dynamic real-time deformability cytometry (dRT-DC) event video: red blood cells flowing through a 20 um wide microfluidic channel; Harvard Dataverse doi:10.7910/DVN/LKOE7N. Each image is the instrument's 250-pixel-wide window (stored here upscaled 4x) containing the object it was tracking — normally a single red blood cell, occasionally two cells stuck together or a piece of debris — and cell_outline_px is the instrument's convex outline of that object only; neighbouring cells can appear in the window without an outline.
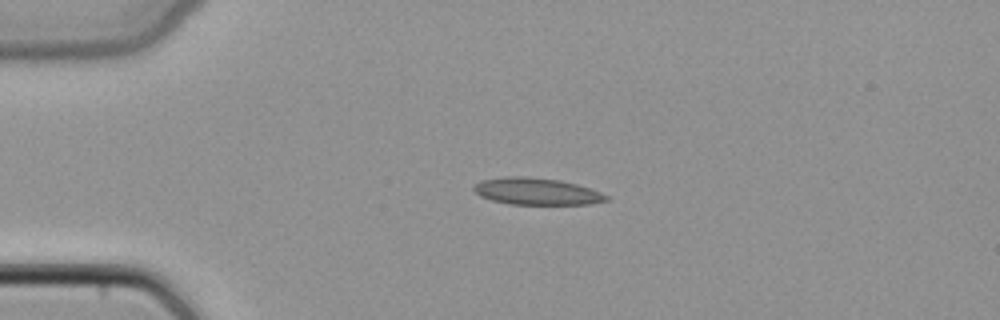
{"species": "common noctule bat (a hibernating species)", "species_latin": "Nyctalus noctula", "temperature_condition": "cold", "stored_images_in_passage": 37, "camera_frame_rate_fps": 3000, "um_per_image_px": 0.085, "animal": {"sex": "female", "body_mass_g": 22.7, "forearm_length_mm": 54.2}, "frame": {"image": 1, "passage_image": 1, "time_ms": 0.0, "image_size_px": [1000, 320], "cell_outline_px": [[612, 200], [588, 204], [508, 204], [492, 200], [480, 196], [472, 188], [480, 180], [504, 176], [524, 176], [560, 180], [576, 184], [600, 192], [608, 196]], "centroid_in_image_um": [45.6, 16.26], "position_along_channel_um": 39.4, "area_um2": 20.75}}
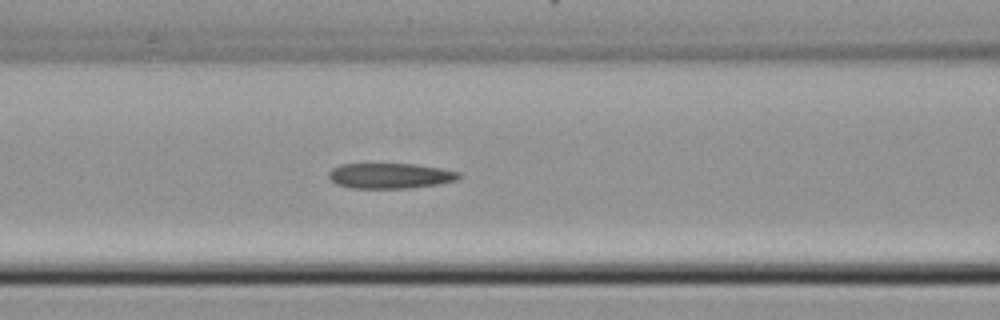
{"frame": {"image": 2, "passage_image": 10, "time_ms": 3.0, "image_size_px": [1000, 320], "cell_outline_px": [[464, 176], [456, 180], [440, 184], [408, 188], [352, 188], [336, 184], [328, 176], [328, 172], [332, 168], [340, 164], [416, 164], [440, 168], [460, 172]], "centroid_in_image_um": [33.19, 14.94], "position_along_channel_um": 133.4, "area_um2": 19.36}}
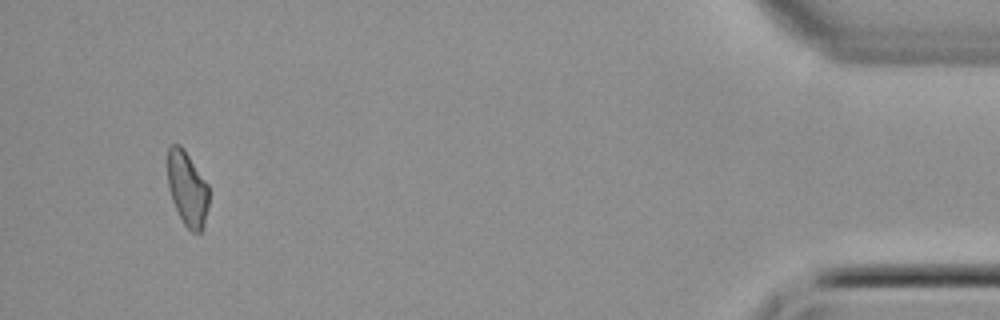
{"frame": {"image": 3, "passage_image": 35, "time_ms": 11.333, "image_size_px": [1000, 320], "cell_outline_px": [[208, 208], [204, 228], [200, 232], [192, 232], [184, 224], [172, 200], [168, 188], [168, 144], [180, 144], [184, 148], [208, 184]], "centroid_in_image_um": [15.93, 16.02], "position_along_channel_um": 419.3, "area_um2": 18.03}}